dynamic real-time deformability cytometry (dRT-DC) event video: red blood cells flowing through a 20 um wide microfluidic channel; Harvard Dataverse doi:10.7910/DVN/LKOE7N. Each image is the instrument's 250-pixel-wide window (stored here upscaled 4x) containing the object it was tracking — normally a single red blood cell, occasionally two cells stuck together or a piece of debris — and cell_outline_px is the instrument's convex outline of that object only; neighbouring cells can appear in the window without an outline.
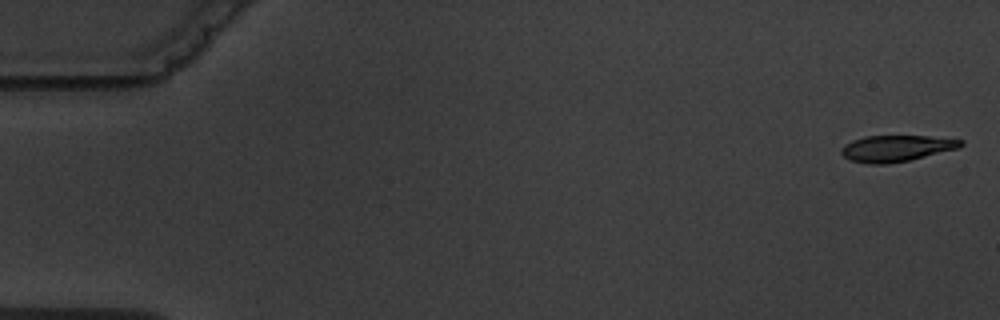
{"species": "common noctule bat (a hibernating species)", "species_latin": "Nyctalus noctula", "temperature_condition": "warm", "stored_images_in_passage": 7, "camera_frame_rate_fps": 3000, "um_per_image_px": 0.085, "animal": {"sex": "male", "body_mass_g": 19.5, "forearm_length_mm": 54.6}, "frame": {"image": 1, "passage_image": 1, "time_ms": 0.0, "image_size_px": [1000, 320], "cell_outline_px": [[964, 144], [960, 148], [908, 160], [888, 164], [868, 164], [852, 160], [844, 156], [840, 152], [840, 148], [844, 144], [852, 140], [864, 136], [928, 136], [964, 140]], "centroid_in_image_um": [76.18, 12.6], "position_along_channel_um": 8.8, "area_um2": 18.32}}
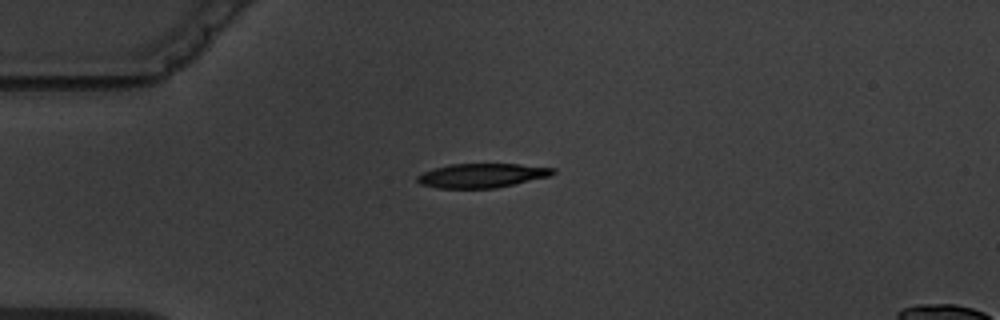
{"frame": {"image": 2, "passage_image": 4, "time_ms": 4.333, "image_size_px": [1000, 320], "cell_outline_px": [[556, 172], [548, 176], [496, 188], [436, 188], [420, 184], [416, 180], [416, 176], [432, 168], [448, 164], [520, 164], [556, 168]], "centroid_in_image_um": [40.92, 14.91], "position_along_channel_um": 44.1, "area_um2": 19.13}}
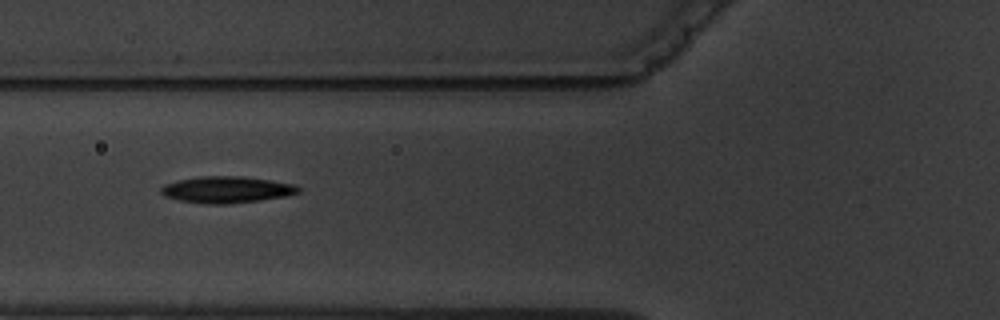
{"frame": {"image": 3, "passage_image": 6, "time_ms": 6.667, "image_size_px": [1000, 320], "cell_outline_px": [[300, 192], [284, 196], [260, 200], [228, 204], [208, 204], [180, 200], [164, 196], [160, 192], [160, 188], [164, 184], [176, 180], [200, 176], [244, 176], [296, 184], [300, 188]], "centroid_in_image_um": [19.25, 16.11], "position_along_channel_um": 106.5, "area_um2": 21.33}}